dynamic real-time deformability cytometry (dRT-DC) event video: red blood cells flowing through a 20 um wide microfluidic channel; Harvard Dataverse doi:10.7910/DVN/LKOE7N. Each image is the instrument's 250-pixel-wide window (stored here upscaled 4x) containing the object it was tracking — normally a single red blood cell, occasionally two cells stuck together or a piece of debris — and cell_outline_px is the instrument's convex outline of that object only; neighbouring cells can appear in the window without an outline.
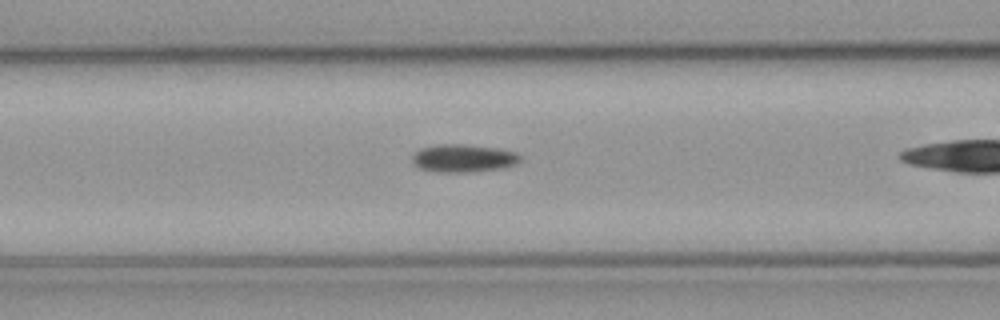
{"species": "common noctule bat (a hibernating species)", "species_latin": "Nyctalus noctula", "temperature_condition": "cold", "stored_images_in_passage": 40, "camera_frame_rate_fps": 3000, "um_per_image_px": 0.085, "animal": {"sex": "male", "body_mass_g": 23.1, "forearm_length_mm": 52.7}, "frame": {"image": 1, "passage_image": 19, "time_ms": 6.0, "image_size_px": [1000, 320], "cell_outline_px": [[520, 160], [516, 164], [504, 168], [472, 172], [440, 172], [420, 168], [412, 164], [412, 156], [420, 148], [440, 144], [464, 144], [496, 148], [516, 152], [520, 156]], "centroid_in_image_um": [39.38, 13.45], "position_along_channel_um": 127.2, "area_um2": 17.57}}
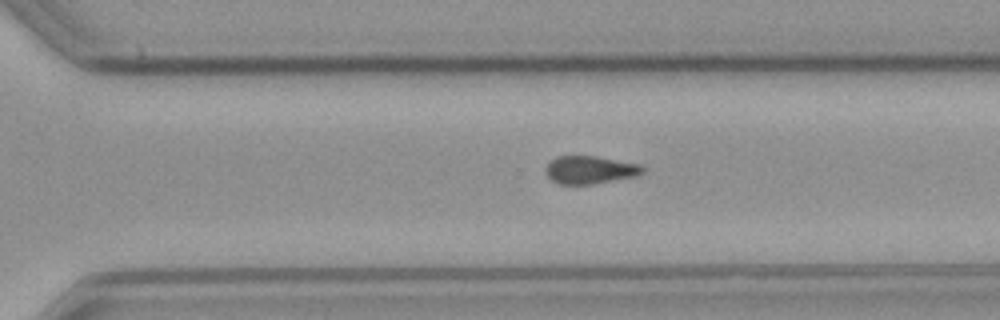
{"frame": {"image": 2, "passage_image": 35, "time_ms": 11.333, "image_size_px": [1000, 320], "cell_outline_px": [[644, 172], [636, 176], [592, 184], [560, 184], [552, 180], [544, 172], [544, 168], [556, 156], [596, 156], [640, 164], [644, 168]], "centroid_in_image_um": [50.14, 14.43], "position_along_channel_um": 320.5, "area_um2": 15.72}}
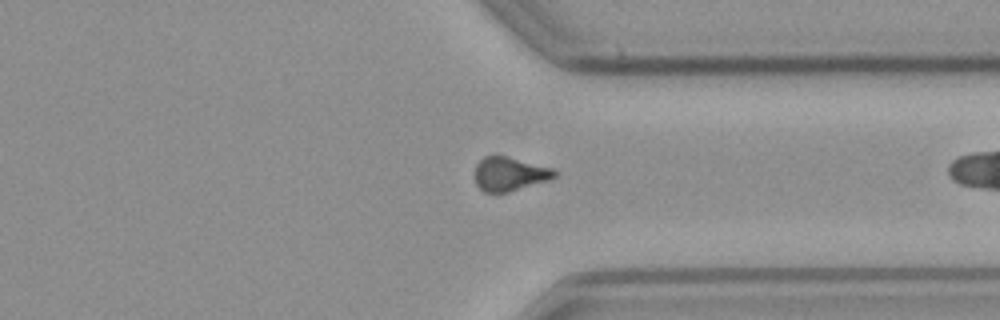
{"frame": {"image": 3, "passage_image": 39, "time_ms": 12.667, "image_size_px": [1000, 320], "cell_outline_px": [[560, 172], [556, 176], [548, 180], [508, 192], [484, 192], [476, 184], [476, 164], [484, 156], [504, 156], [552, 168]], "centroid_in_image_um": [43.33, 14.79], "position_along_channel_um": 368.1, "area_um2": 15.43}}